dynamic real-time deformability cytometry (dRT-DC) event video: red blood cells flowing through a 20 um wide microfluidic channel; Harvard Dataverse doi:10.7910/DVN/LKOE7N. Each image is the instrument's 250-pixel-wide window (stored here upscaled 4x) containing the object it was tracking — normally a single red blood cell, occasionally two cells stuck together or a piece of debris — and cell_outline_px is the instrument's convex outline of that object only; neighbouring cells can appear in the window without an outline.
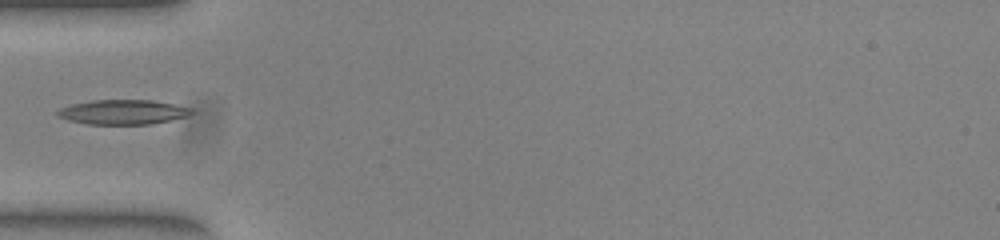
{"species": "common noctule bat (a hibernating species)", "species_latin": "Nyctalus noctula", "temperature_condition": "warm", "stored_images_in_passage": 36, "segment_of_instrument_passage": [1, 2], "camera_frame_rate_fps": 3000, "um_per_image_px": 0.085, "animal": {"sex": "female", "body_mass_g": 23.0, "forearm_length_mm": 53.4}, "frame": {"image": 1, "passage_image": 1, "time_ms": 0.0, "image_size_px": [1000, 240], "cell_outline_px": [[196, 112], [188, 116], [152, 124], [88, 124], [68, 120], [56, 116], [56, 112], [60, 108], [72, 104], [92, 100], [152, 100], [192, 108]], "centroid_in_image_um": [10.46, 9.52], "position_along_channel_um": 74.5, "area_um2": 19.31}}
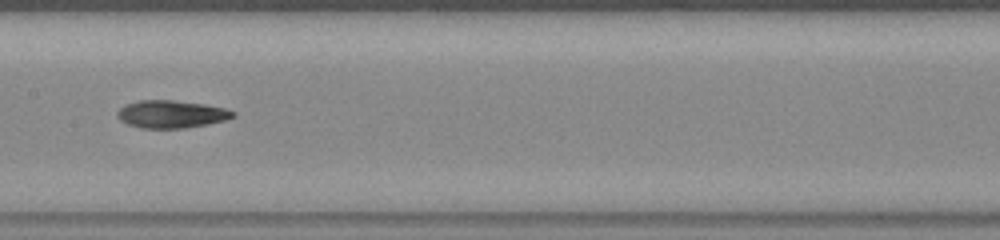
{"frame": {"image": 2, "passage_image": 10, "time_ms": 3.0, "image_size_px": [1000, 240], "cell_outline_px": [[236, 116], [224, 120], [208, 124], [184, 128], [140, 128], [128, 124], [120, 120], [116, 116], [116, 112], [120, 108], [128, 104], [140, 100], [172, 100], [204, 104], [224, 108], [236, 112]], "centroid_in_image_um": [14.56, 9.71], "position_along_channel_um": 192.8, "area_um2": 18.55}}
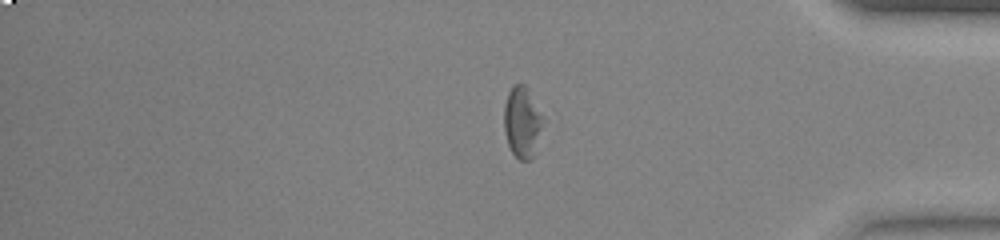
{"frame": {"image": 3, "passage_image": 27, "time_ms": 8.667, "image_size_px": [1000, 240], "cell_outline_px": [[548, 120], [532, 156], [528, 160], [520, 160], [512, 152], [508, 144], [504, 132], [504, 104], [508, 92], [512, 84], [524, 84], [528, 88]], "centroid_in_image_um": [44.44, 10.33], "position_along_channel_um": 390.8, "area_um2": 16.88}}